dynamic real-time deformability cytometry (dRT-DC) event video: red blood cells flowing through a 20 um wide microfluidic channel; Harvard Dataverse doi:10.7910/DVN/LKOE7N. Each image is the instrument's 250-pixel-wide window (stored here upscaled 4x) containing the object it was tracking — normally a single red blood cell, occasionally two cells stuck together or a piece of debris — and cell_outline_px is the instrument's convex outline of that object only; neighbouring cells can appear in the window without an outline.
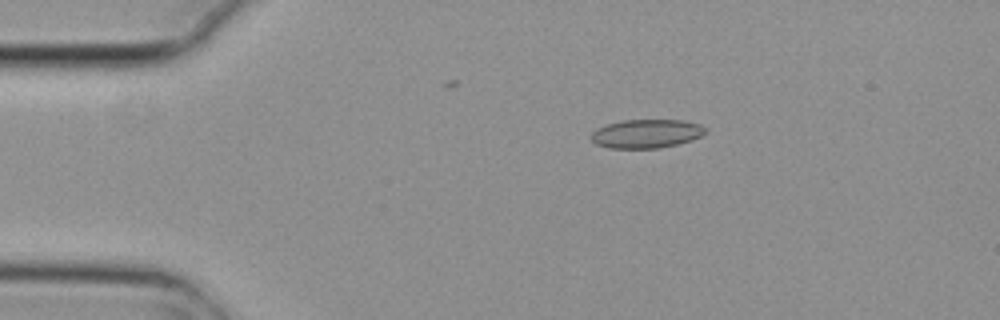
{"species": "common noctule bat (a hibernating species)", "species_latin": "Nyctalus noctula", "temperature_condition": "cold", "stored_images_in_passage": 5, "camera_frame_rate_fps": 3000, "um_per_image_px": 0.085, "animal": {"sex": "female", "body_mass_g": 29.2, "forearm_length_mm": 56.3}, "frame": {"image": 1, "passage_image": 1, "time_ms": 0.0, "image_size_px": [1000, 320], "cell_outline_px": [[708, 132], [700, 136], [676, 144], [660, 148], [608, 148], [596, 144], [592, 140], [592, 132], [596, 128], [608, 124], [624, 120], [680, 120], [700, 124]], "centroid_in_image_um": [54.92, 11.36], "position_along_channel_um": 30.1, "area_um2": 18.9}}
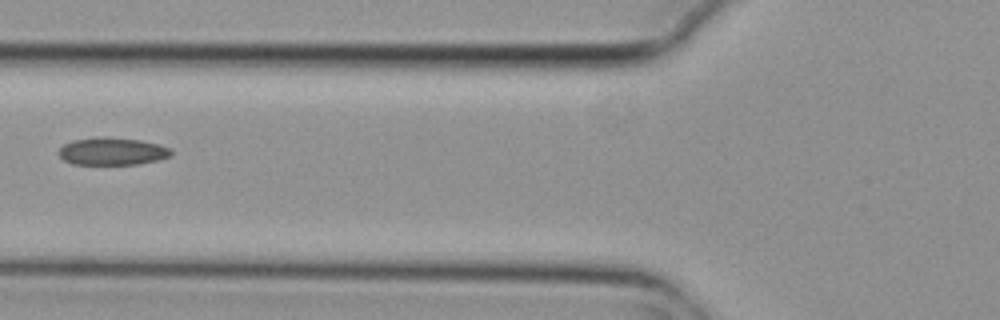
{"frame": {"image": 2, "passage_image": 4, "time_ms": 1.0, "image_size_px": [1000, 320], "cell_outline_px": [[172, 156], [140, 164], [72, 164], [64, 160], [60, 156], [60, 148], [64, 144], [72, 140], [96, 136], [104, 136], [140, 140], [160, 144], [172, 148]], "centroid_in_image_um": [9.57, 12.85], "position_along_channel_um": 116.2, "area_um2": 18.21}}
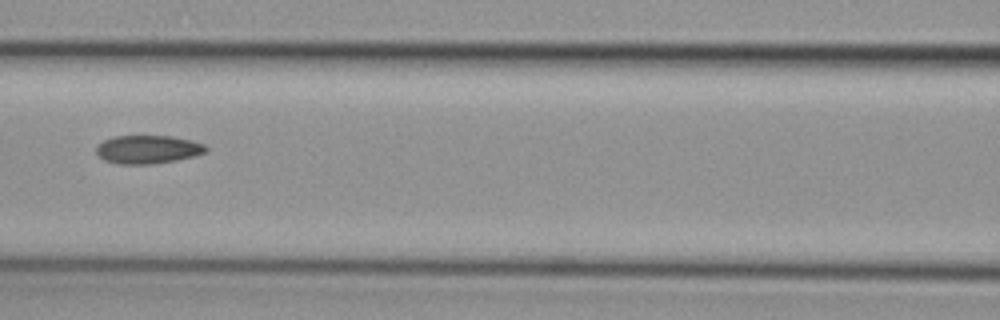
{"frame": {"image": 3, "passage_image": 5, "time_ms": 1.333, "image_size_px": [1000, 320], "cell_outline_px": [[208, 148], [204, 152], [196, 156], [176, 160], [152, 164], [116, 164], [104, 160], [96, 152], [96, 144], [112, 136], [172, 136], [192, 140], [204, 144]], "centroid_in_image_um": [12.55, 12.7], "position_along_channel_um": 154.1, "area_um2": 18.26}}